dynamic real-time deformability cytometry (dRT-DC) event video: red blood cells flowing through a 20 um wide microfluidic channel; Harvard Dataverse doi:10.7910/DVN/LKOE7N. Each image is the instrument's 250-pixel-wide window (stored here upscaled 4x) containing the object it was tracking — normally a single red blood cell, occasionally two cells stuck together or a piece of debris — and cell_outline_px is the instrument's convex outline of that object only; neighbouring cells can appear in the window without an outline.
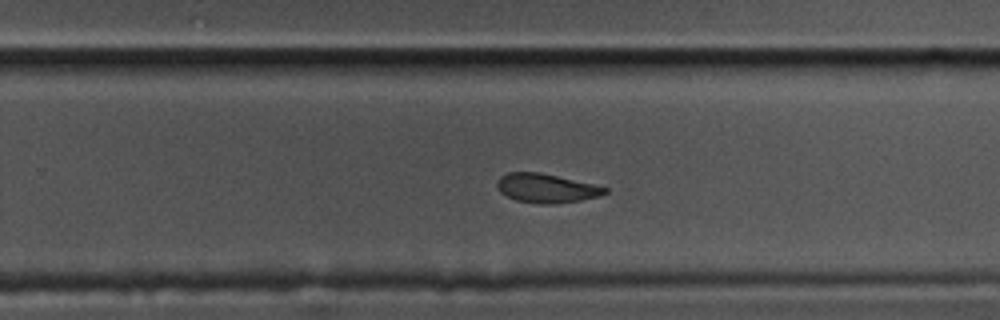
{"species": "common noctule bat (a hibernating species)", "species_latin": "Nyctalus noctula", "temperature_condition": "cold", "stored_images_in_passage": 61, "camera_frame_rate_fps": 3000, "um_per_image_px": 0.085, "animal": {"sex": "male", "body_mass_g": 17.5, "forearm_length_mm": 52.3}, "frame": {"image": 1, "passage_image": 38, "time_ms": 12.333, "image_size_px": [1000, 320], "cell_outline_px": [[608, 192], [600, 196], [580, 200], [556, 204], [544, 204], [516, 200], [500, 192], [496, 184], [496, 180], [500, 176], [508, 172], [540, 172], [592, 184], [608, 188]], "centroid_in_image_um": [46.42, 15.99], "position_along_channel_um": 283.4, "area_um2": 18.15}}
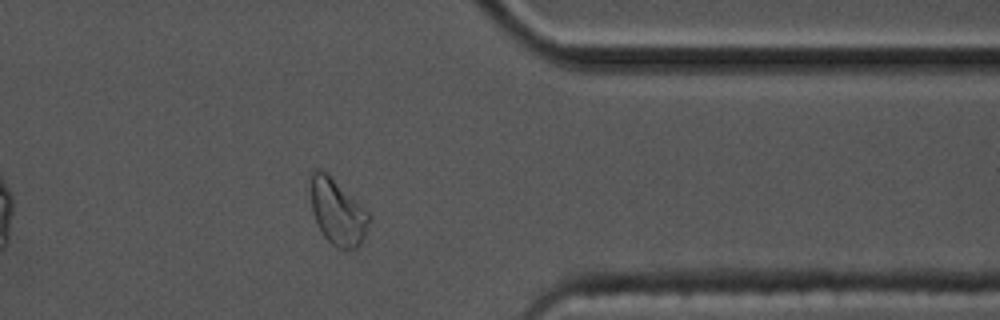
{"frame": {"image": 2, "passage_image": 48, "time_ms": 15.667, "image_size_px": [1000, 320], "cell_outline_px": [[372, 216], [364, 236], [360, 244], [356, 248], [344, 252], [336, 248], [324, 236], [316, 224], [312, 212], [308, 176], [312, 168], [316, 168], [324, 172], [368, 208]], "centroid_in_image_um": [28.68, 18.02], "position_along_channel_um": 382.7, "area_um2": 23.24}}
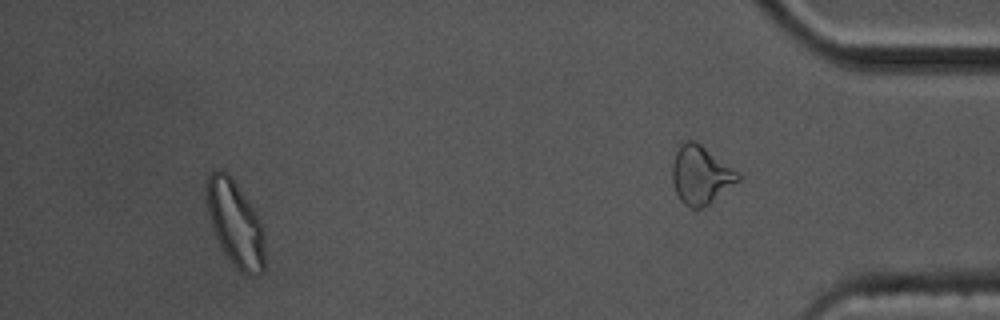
{"frame": {"image": 3, "passage_image": 56, "time_ms": 18.333, "image_size_px": [1000, 320], "cell_outline_px": [[264, 272], [260, 276], [248, 276], [240, 272], [232, 264], [224, 252], [216, 236], [208, 212], [208, 176], [216, 168], [228, 172], [260, 216], [264, 228]], "centroid_in_image_um": [20.07, 19.04], "position_along_channel_um": 415.1, "area_um2": 29.19}, "authors_computed_cell_mechanics": {"area_um2": 19.2474, "velocity_mm_per_s": 3.3188, "shape_relaxation_time_tau1_ms": 4.52, "shape_relaxation_time_tau2_ms": 6.5996, "deformation_change_tau1": 0.1427, "deformation_change_tau2": 0.1131}}